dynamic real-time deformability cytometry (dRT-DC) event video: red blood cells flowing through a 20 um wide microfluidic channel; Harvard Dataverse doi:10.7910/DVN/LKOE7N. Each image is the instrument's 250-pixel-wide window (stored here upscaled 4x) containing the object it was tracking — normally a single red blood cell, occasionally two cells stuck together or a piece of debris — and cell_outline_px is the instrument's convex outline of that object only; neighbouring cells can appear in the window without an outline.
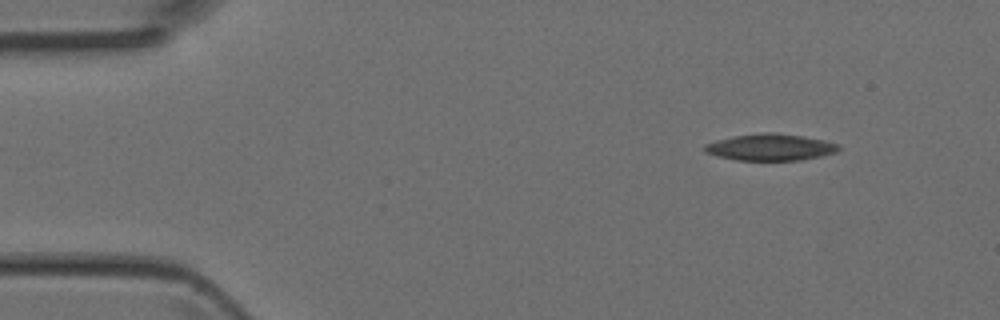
{"species": "Egyptian fruit bat (a non-hibernating species)", "species_latin": "Rousettus aegyptiacus", "temperature_condition": "room temperature", "stored_images_in_passage": 2, "camera_frame_rate_fps": 3000, "um_per_image_px": 0.085, "animal": {"sex": "female"}, "frame": {"image": 1, "passage_image": 2, "time_ms": 0.333, "image_size_px": [1000, 320], "cell_outline_px": [[840, 148], [836, 152], [820, 156], [800, 160], [736, 160], [716, 156], [704, 152], [704, 144], [716, 140], [732, 136], [760, 132], [776, 132], [804, 136], [824, 140], [840, 144]], "centroid_in_image_um": [65.46, 12.5], "position_along_channel_um": 19.5, "area_um2": 21.04}}